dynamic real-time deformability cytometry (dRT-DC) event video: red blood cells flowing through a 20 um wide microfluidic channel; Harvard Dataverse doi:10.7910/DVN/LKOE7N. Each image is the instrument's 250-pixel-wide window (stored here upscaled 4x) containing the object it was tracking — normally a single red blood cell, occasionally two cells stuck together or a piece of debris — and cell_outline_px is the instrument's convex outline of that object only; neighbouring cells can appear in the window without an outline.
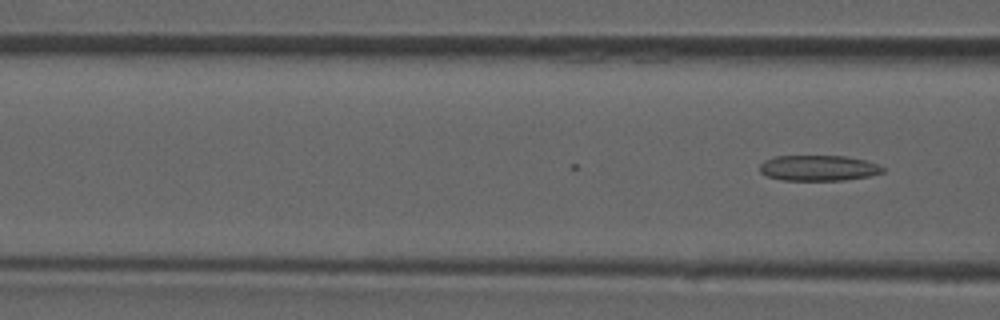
{"species": "common noctule bat (a hibernating species)", "species_latin": "Nyctalus noctula", "temperature_condition": "room temperature", "stored_images_in_passage": 16, "camera_frame_rate_fps": 3000, "um_per_image_px": 0.085, "animal": {"sex": "male", "forearm_length_mm": 52.5}, "frame": {"image": 1, "passage_image": 16, "time_ms": 5.0, "image_size_px": [1000, 320], "cell_outline_px": [[884, 172], [868, 176], [844, 180], [780, 180], [768, 176], [760, 172], [760, 164], [764, 160], [776, 156], [844, 156], [864, 160], [876, 164], [884, 168]], "centroid_in_image_um": [69.54, 14.28], "position_along_channel_um": 97.1, "area_um2": 18.21}}